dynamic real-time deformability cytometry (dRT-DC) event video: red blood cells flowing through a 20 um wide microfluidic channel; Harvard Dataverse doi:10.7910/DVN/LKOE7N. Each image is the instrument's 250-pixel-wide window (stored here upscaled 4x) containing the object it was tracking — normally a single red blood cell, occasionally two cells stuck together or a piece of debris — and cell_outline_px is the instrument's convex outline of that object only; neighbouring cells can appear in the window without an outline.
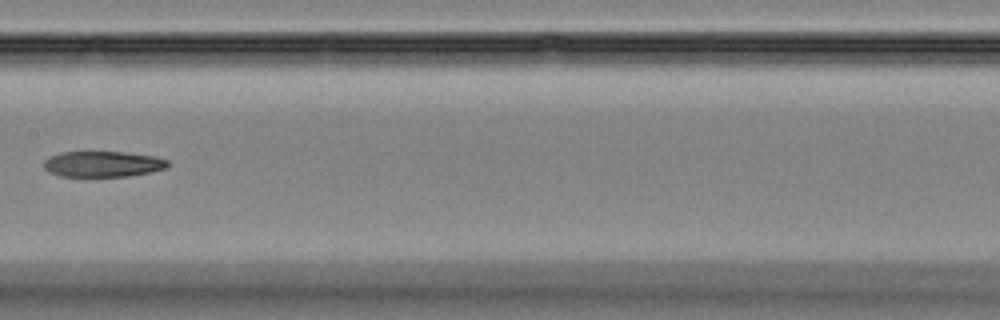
{"species": "Egyptian fruit bat (a non-hibernating species)", "species_latin": "Rousettus aegyptiacus", "temperature_condition": "room temperature", "stored_images_in_passage": 8, "segment_of_instrument_passage": [2, 2], "camera_frame_rate_fps": 3000, "um_per_image_px": 0.085, "animal": {"sex": "female"}, "frame": {"image": 1, "passage_image": 8, "time_ms": 8.0, "image_size_px": [1000, 320], "cell_outline_px": [[172, 164], [168, 168], [152, 172], [128, 176], [60, 176], [48, 172], [44, 168], [44, 160], [48, 156], [60, 152], [124, 152], [156, 156], [168, 160]], "centroid_in_image_um": [8.78, 13.94], "position_along_channel_um": 198.6, "area_um2": 18.9}}